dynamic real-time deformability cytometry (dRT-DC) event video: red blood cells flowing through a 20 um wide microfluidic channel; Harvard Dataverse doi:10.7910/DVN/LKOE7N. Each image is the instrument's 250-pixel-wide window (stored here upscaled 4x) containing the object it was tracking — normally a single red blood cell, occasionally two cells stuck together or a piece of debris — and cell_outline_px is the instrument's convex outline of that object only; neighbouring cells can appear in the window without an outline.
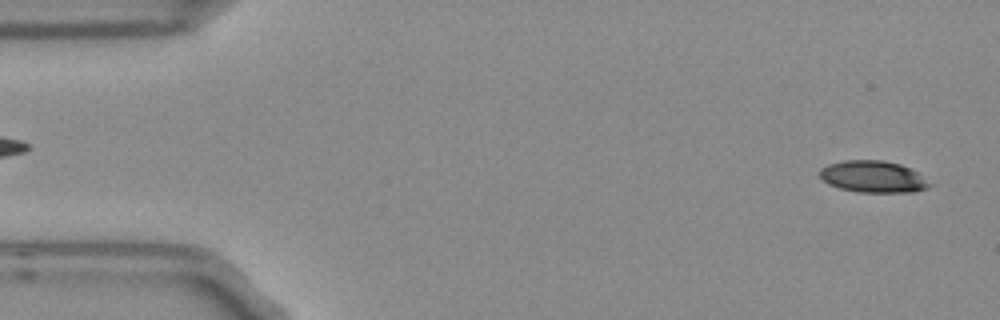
{"species": "Egyptian fruit bat (a non-hibernating species)", "species_latin": "Rousettus aegyptiacus", "temperature_condition": "room temperature", "stored_images_in_passage": 5, "segment_of_instrument_passage": [2, 2], "camera_frame_rate_fps": 3000, "um_per_image_px": 0.085, "frame": {"image": 1, "passage_image": 5, "time_ms": 1.333, "image_size_px": [1000, 320], "cell_outline_px": [[932, 184], [928, 188], [912, 192], [856, 192], [840, 188], [828, 184], [820, 176], [820, 168], [828, 164], [844, 160], [884, 160], [900, 164], [916, 172]], "centroid_in_image_um": [74.19, 15.02], "position_along_channel_um": 10.8, "area_um2": 20.23}}